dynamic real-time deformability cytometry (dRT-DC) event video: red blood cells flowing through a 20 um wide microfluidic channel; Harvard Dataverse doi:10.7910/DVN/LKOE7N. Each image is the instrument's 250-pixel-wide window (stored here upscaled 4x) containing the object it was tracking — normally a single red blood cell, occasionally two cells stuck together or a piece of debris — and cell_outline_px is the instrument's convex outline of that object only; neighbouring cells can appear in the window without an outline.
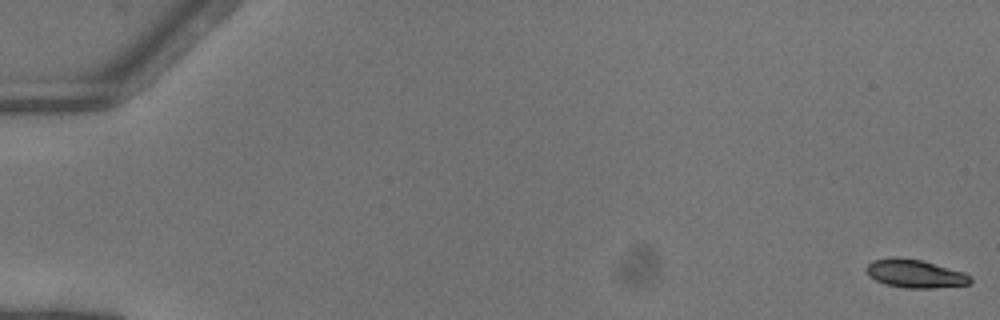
{"species": "common noctule bat (a hibernating species)", "species_latin": "Nyctalus noctula", "temperature_condition": "warm", "stored_images_in_passage": 52, "camera_frame_rate_fps": 3000, "um_per_image_px": 0.085, "animal": {"sex": "female"}, "frame": {"image": 1, "passage_image": 1, "time_ms": 0.0, "image_size_px": [1000, 320], "cell_outline_px": [[972, 280], [968, 284], [932, 288], [908, 288], [884, 284], [868, 276], [864, 268], [872, 260], [920, 260], [964, 272], [972, 276]], "centroid_in_image_um": [77.8, 23.3], "position_along_channel_um": 7.2, "area_um2": 16.47}}
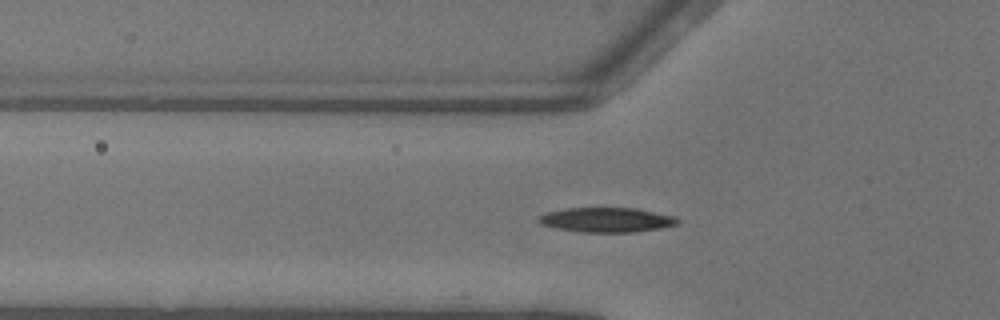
{"frame": {"image": 2, "passage_image": 19, "time_ms": 6.0, "image_size_px": [1000, 320], "cell_outline_px": [[680, 220], [676, 224], [636, 232], [580, 232], [556, 228], [540, 224], [536, 220], [540, 216], [548, 212], [568, 208], [636, 208], [672, 216]], "centroid_in_image_um": [51.5, 18.69], "position_along_channel_um": 74.3, "area_um2": 19.65}}
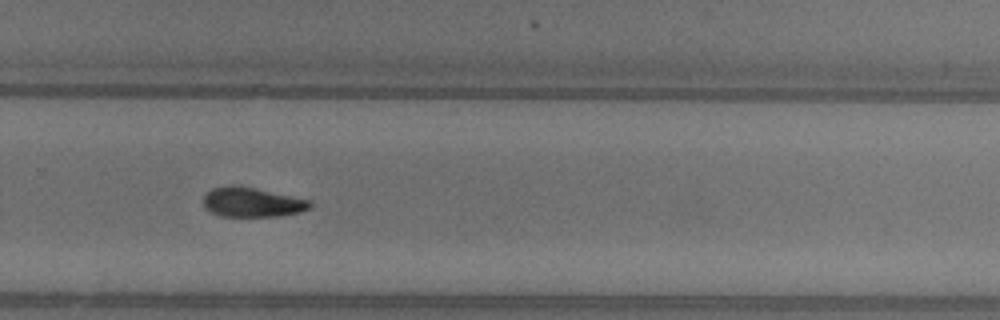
{"frame": {"image": 3, "passage_image": 36, "time_ms": 11.667, "image_size_px": [1000, 320], "cell_outline_px": [[312, 208], [300, 212], [280, 216], [220, 216], [208, 212], [204, 208], [204, 196], [212, 188], [228, 184], [252, 188], [308, 200], [312, 204]], "centroid_in_image_um": [21.37, 17.2], "position_along_channel_um": 308.4, "area_um2": 18.21}, "authors_computed_cell_mechanics": {"area_um2": 18.207, "velocity_mm_per_s": 4.1345, "shape_relaxation_time_tau1_ms": 3.3358, "shape_relaxation_time_tau2_ms": null, "deformation_change_tau1": 0.1318, "deformation_change_tau2": null}}